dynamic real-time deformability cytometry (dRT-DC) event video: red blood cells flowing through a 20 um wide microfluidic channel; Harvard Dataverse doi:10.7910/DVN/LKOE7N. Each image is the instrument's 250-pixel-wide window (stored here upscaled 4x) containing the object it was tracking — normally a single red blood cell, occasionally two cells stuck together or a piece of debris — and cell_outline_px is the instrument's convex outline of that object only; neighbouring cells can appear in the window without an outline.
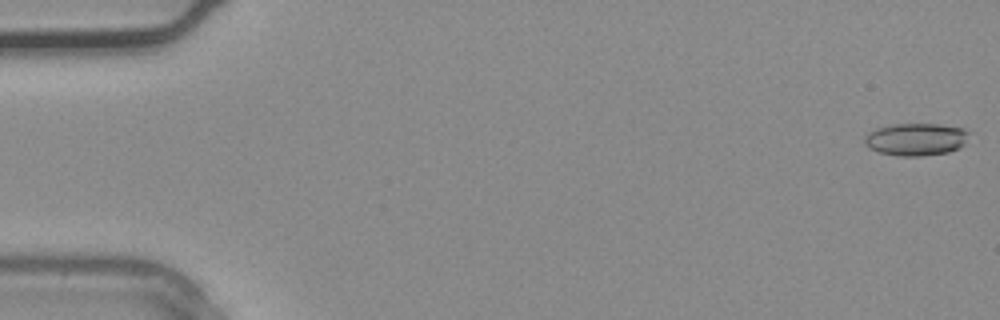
{"species": "common noctule bat (a hibernating species)", "species_latin": "Nyctalus noctula", "temperature_condition": "warm", "stored_images_in_passage": 5, "segment_of_instrument_passage": [1, 2], "camera_frame_rate_fps": 3000, "um_per_image_px": 0.085, "animal": {"sex": "male", "body_mass_g": 20.4}, "frame": {"image": 1, "passage_image": 1, "time_ms": 0.0, "image_size_px": [1000, 320], "cell_outline_px": [[968, 132], [964, 144], [960, 148], [948, 152], [920, 156], [900, 156], [880, 152], [868, 148], [864, 144], [864, 136], [868, 132], [876, 128], [892, 124], [940, 124], [964, 128]], "centroid_in_image_um": [77.82, 11.84], "position_along_channel_um": 7.2, "area_um2": 19.83}}